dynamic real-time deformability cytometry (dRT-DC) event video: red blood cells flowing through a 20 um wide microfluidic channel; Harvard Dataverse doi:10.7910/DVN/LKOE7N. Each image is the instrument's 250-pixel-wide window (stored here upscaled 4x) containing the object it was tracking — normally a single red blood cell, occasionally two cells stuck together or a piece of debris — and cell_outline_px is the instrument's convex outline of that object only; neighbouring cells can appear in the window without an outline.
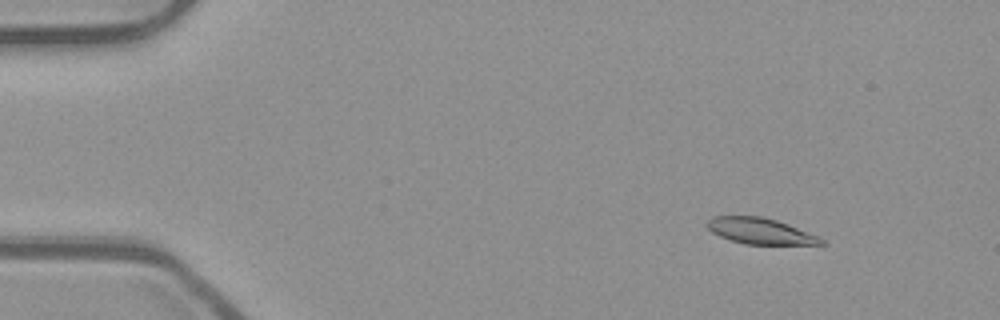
{"species": "common noctule bat (a hibernating species)", "species_latin": "Nyctalus noctula", "temperature_condition": "room temperature", "stored_images_in_passage": 53, "camera_frame_rate_fps": 3000, "um_per_image_px": 0.085, "animal": {"sex": "male", "body_mass_g": 23.1, "forearm_length_mm": 52.7}, "frame": {"image": 1, "passage_image": 6, "time_ms": 1.667, "image_size_px": [1000, 320], "cell_outline_px": [[828, 244], [744, 244], [720, 236], [712, 232], [708, 228], [708, 220], [712, 216], [760, 216], [776, 220], [788, 224], [820, 236]], "centroid_in_image_um": [64.66, 19.64], "position_along_channel_um": 20.3, "area_um2": 17.17}}
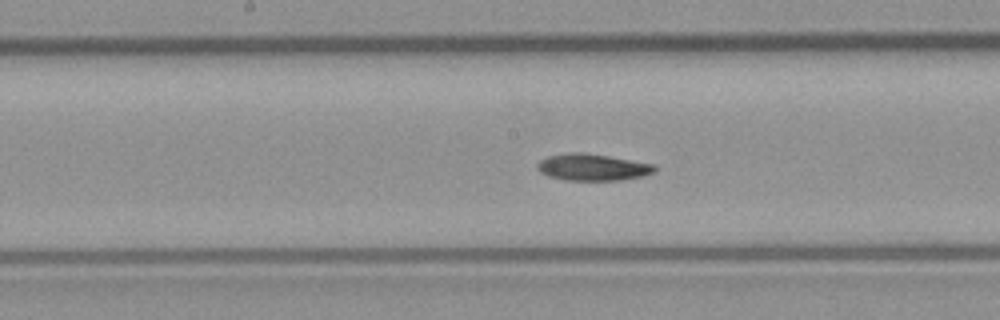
{"frame": {"image": 2, "passage_image": 27, "time_ms": 8.667, "image_size_px": [1000, 320], "cell_outline_px": [[656, 168], [652, 172], [640, 176], [620, 180], [564, 180], [548, 176], [540, 172], [536, 168], [536, 164], [540, 160], [548, 156], [568, 152], [580, 152], [608, 156], [652, 164]], "centroid_in_image_um": [50.27, 14.21], "position_along_channel_um": 197.9, "area_um2": 18.03}}
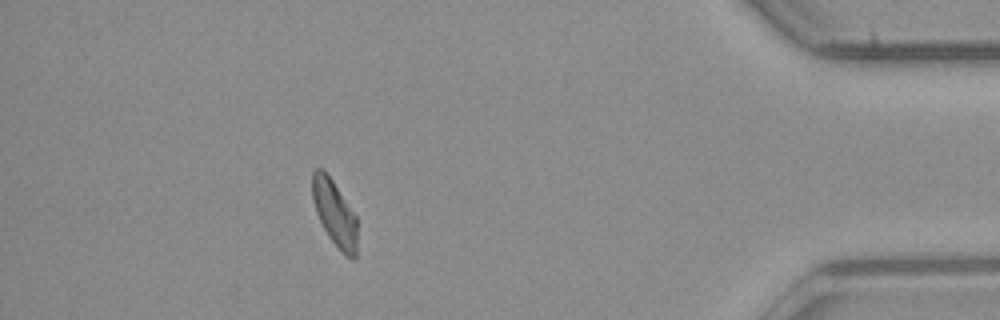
{"frame": {"image": 3, "passage_image": 47, "time_ms": 15.333, "image_size_px": [1000, 320], "cell_outline_px": [[356, 260], [352, 260], [344, 256], [340, 252], [328, 236], [316, 212], [312, 200], [312, 172], [316, 168], [324, 168], [356, 216]], "centroid_in_image_um": [28.43, 18.14], "position_along_channel_um": 406.8, "area_um2": 17.28}, "authors_computed_cell_mechanics": {"area_um2": 18.1492, "velocity_mm_per_s": 3.9145, "shape_relaxation_time_tau1_ms": 6.4425, "shape_relaxation_time_tau2_ms": null, "deformation_change_tau1": 0.1558, "deformation_change_tau2": null}}